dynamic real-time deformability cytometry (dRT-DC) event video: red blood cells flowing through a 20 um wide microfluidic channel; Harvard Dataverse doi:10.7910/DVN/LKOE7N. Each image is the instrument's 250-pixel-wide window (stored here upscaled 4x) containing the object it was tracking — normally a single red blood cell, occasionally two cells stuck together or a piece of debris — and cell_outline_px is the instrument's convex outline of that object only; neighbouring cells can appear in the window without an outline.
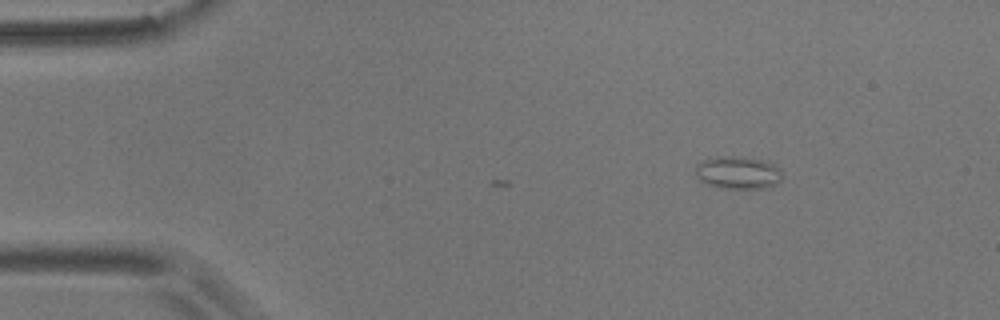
{"species": "common noctule bat (a hibernating species)", "species_latin": "Nyctalus noctula", "temperature_condition": "room temperature", "stored_images_in_passage": 2, "camera_frame_rate_fps": 3000, "um_per_image_px": 0.085, "animal": {"sex": "male", "body_mass_g": 17.9}, "frame": {"image": 1, "passage_image": 2, "time_ms": 0.333, "image_size_px": [1000, 320], "cell_outline_px": [[780, 180], [776, 184], [768, 188], [720, 188], [708, 184], [700, 180], [696, 176], [696, 164], [704, 160], [716, 156], [720, 156], [760, 160], [772, 164], [780, 168]], "centroid_in_image_um": [62.7, 14.7], "position_along_channel_um": 22.3, "area_um2": 16.13}}